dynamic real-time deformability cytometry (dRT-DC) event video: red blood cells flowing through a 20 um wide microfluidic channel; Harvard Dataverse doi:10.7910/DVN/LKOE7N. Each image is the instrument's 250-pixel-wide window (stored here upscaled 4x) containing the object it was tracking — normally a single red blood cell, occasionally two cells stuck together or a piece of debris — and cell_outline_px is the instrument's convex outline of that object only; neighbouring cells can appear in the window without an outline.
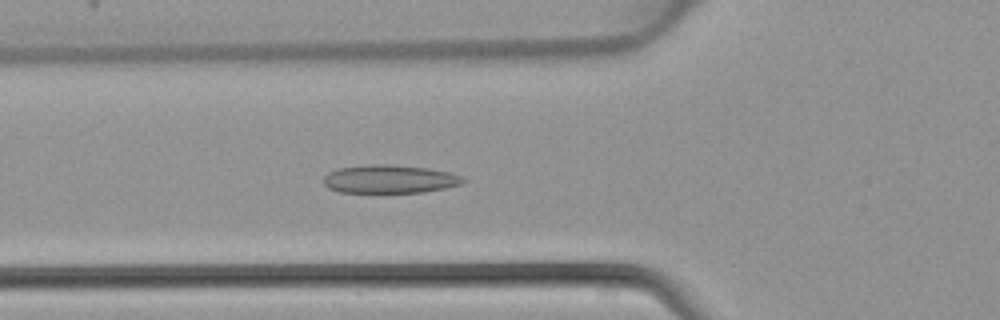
{"species": "common noctule bat (a hibernating species)", "species_latin": "Nyctalus noctula", "temperature_condition": "warm", "stored_images_in_passage": 41, "camera_frame_rate_fps": 3000, "um_per_image_px": 0.085, "animal": {"sex": "female", "body_mass_g": 22.7, "forearm_length_mm": 54.2}, "frame": {"image": 1, "passage_image": 11, "time_ms": 3.333, "image_size_px": [1000, 320], "cell_outline_px": [[468, 180], [460, 184], [444, 188], [424, 192], [340, 192], [328, 188], [324, 184], [324, 176], [328, 172], [340, 168], [368, 164], [388, 164], [428, 168], [448, 172], [464, 176]], "centroid_in_image_um": [33.13, 15.21], "position_along_channel_um": 92.7, "area_um2": 23.0}}
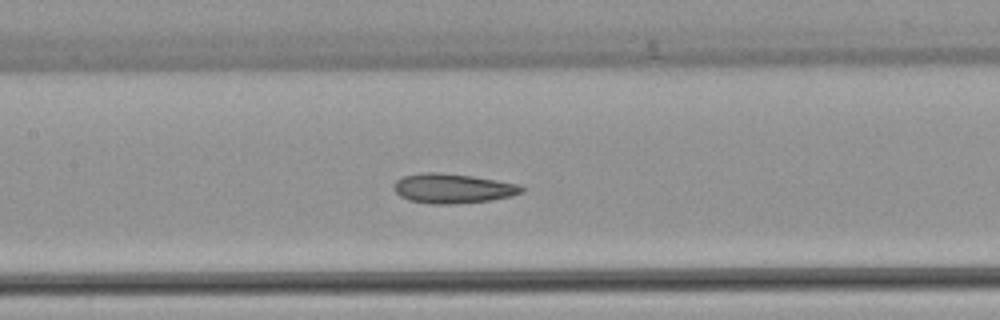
{"frame": {"image": 2, "passage_image": 16, "time_ms": 5.0, "image_size_px": [1000, 320], "cell_outline_px": [[524, 192], [512, 196], [492, 200], [452, 204], [432, 204], [408, 200], [400, 196], [396, 192], [392, 184], [396, 180], [404, 176], [424, 172], [440, 172], [472, 176], [496, 180], [516, 184], [524, 188]], "centroid_in_image_um": [38.46, 16.02], "position_along_channel_um": 168.9, "area_um2": 22.08}}
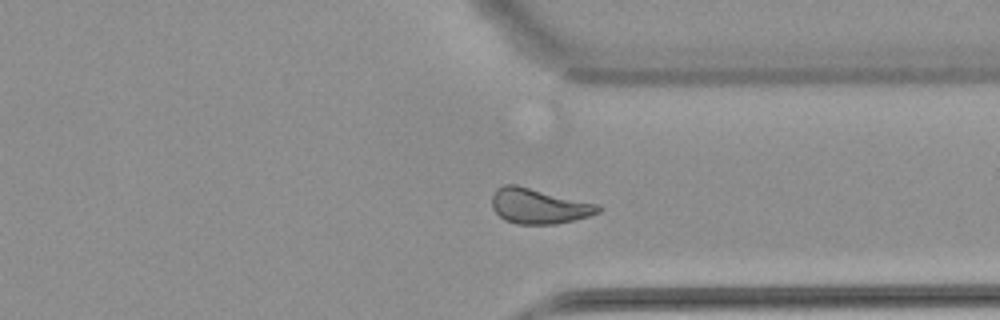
{"frame": {"image": 3, "passage_image": 29, "time_ms": 9.333, "image_size_px": [1000, 320], "cell_outline_px": [[604, 208], [600, 212], [588, 216], [556, 224], [516, 224], [504, 220], [492, 208], [492, 196], [496, 188], [504, 184], [516, 184], [600, 204]], "centroid_in_image_um": [45.81, 17.5], "position_along_channel_um": 365.6, "area_um2": 22.08}}